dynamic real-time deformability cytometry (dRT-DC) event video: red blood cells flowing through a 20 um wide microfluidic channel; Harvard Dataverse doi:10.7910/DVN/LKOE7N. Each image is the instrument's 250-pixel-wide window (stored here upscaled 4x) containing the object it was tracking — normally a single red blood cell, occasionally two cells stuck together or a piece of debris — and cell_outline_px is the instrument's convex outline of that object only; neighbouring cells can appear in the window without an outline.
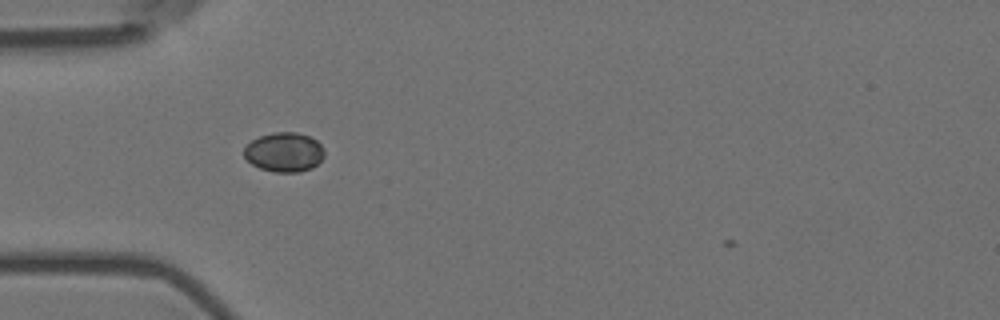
{"species": "Egyptian fruit bat (a non-hibernating species)", "species_latin": "Rousettus aegyptiacus", "temperature_condition": "room temperature", "stored_images_in_passage": 6, "camera_frame_rate_fps": 3000, "um_per_image_px": 0.085, "animal": {"sex": "female"}, "frame": {"image": 1, "passage_image": 3, "time_ms": 0.667, "image_size_px": [1000, 320], "cell_outline_px": [[324, 156], [312, 168], [300, 172], [276, 172], [260, 168], [252, 164], [244, 156], [244, 148], [252, 140], [260, 136], [272, 132], [296, 132], [308, 136], [316, 140], [324, 148]], "centroid_in_image_um": [24.16, 12.93], "position_along_channel_um": 60.8, "area_um2": 18.38}}
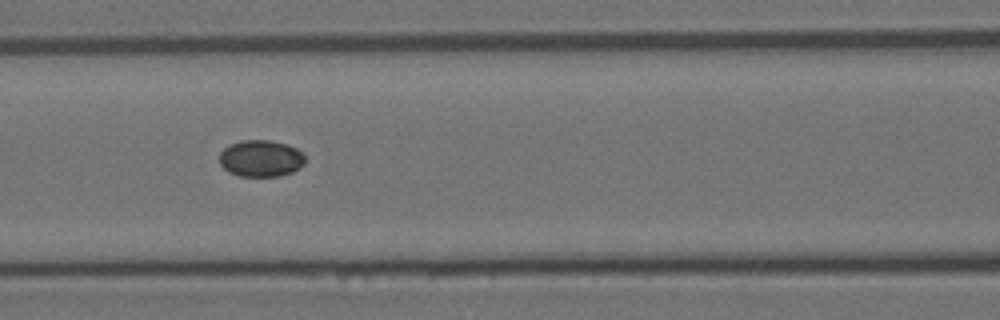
{"frame": {"image": 2, "passage_image": 5, "time_ms": 1.333, "image_size_px": [1000, 320], "cell_outline_px": [[304, 164], [300, 168], [292, 172], [280, 176], [240, 176], [228, 172], [220, 164], [220, 152], [228, 144], [240, 140], [268, 140], [288, 144], [296, 148], [304, 156]], "centroid_in_image_um": [22.16, 13.46], "position_along_channel_um": 144.4, "area_um2": 18.44}}
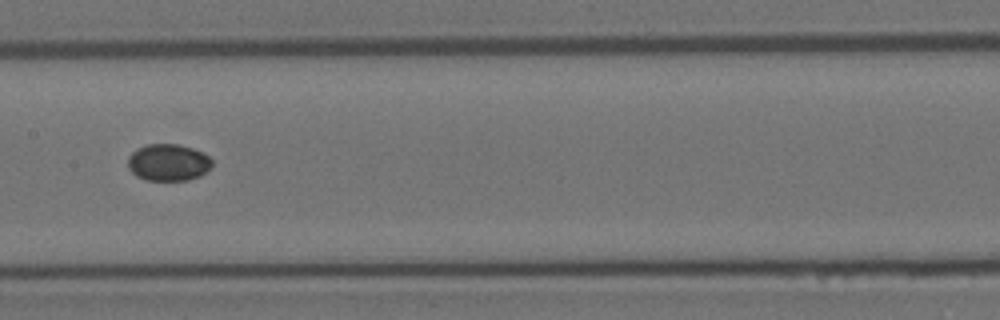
{"frame": {"image": 3, "passage_image": 6, "time_ms": 1.667, "image_size_px": [1000, 320], "cell_outline_px": [[212, 164], [200, 176], [188, 180], [144, 180], [136, 176], [128, 168], [128, 156], [136, 148], [148, 144], [176, 144], [192, 148], [208, 156], [212, 160]], "centroid_in_image_um": [14.26, 13.81], "position_along_channel_um": 193.1, "area_um2": 18.03}}